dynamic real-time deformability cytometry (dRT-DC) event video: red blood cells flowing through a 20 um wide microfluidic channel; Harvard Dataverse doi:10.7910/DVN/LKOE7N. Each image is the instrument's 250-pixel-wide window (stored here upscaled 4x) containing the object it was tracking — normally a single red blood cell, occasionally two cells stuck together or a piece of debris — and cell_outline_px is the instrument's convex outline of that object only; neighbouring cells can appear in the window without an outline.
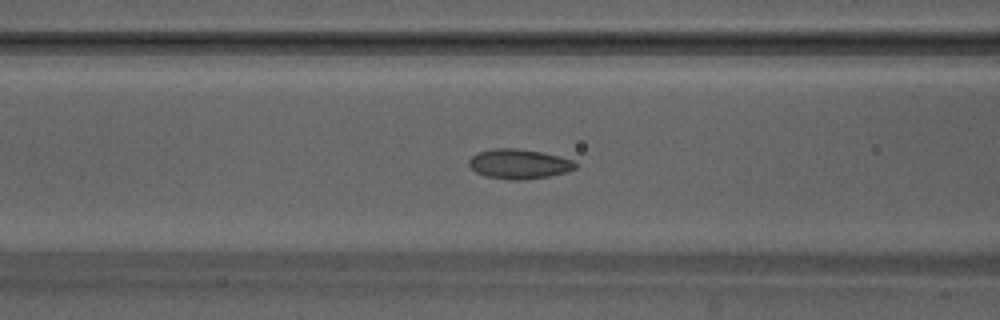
{"species": "Egyptian fruit bat (a non-hibernating species)", "species_latin": "Rousettus aegyptiacus", "temperature_condition": "warm", "stored_images_in_passage": 41, "camera_frame_rate_fps": 3000, "um_per_image_px": 0.085, "animal": {"sex": "male"}, "frame": {"image": 1, "passage_image": 12, "time_ms": 3.667, "image_size_px": [1000, 320], "cell_outline_px": [[576, 168], [564, 172], [548, 176], [520, 180], [508, 180], [484, 176], [476, 172], [468, 164], [468, 160], [476, 152], [496, 148], [516, 148], [540, 152], [560, 156], [572, 160], [576, 164]], "centroid_in_image_um": [44.06, 13.93], "position_along_channel_um": 122.5, "area_um2": 18.38}, "authors_computed_cell_mechanics": {"area_um2": 17.34, "velocity_mm_per_s": 4.17, "shape_relaxation_time_tau1_ms": 7.2176, "shape_relaxation_time_tau2_ms": 1.0765, "deformation_change_tau1": 0.1501, "deformation_change_tau2": 0.056}}